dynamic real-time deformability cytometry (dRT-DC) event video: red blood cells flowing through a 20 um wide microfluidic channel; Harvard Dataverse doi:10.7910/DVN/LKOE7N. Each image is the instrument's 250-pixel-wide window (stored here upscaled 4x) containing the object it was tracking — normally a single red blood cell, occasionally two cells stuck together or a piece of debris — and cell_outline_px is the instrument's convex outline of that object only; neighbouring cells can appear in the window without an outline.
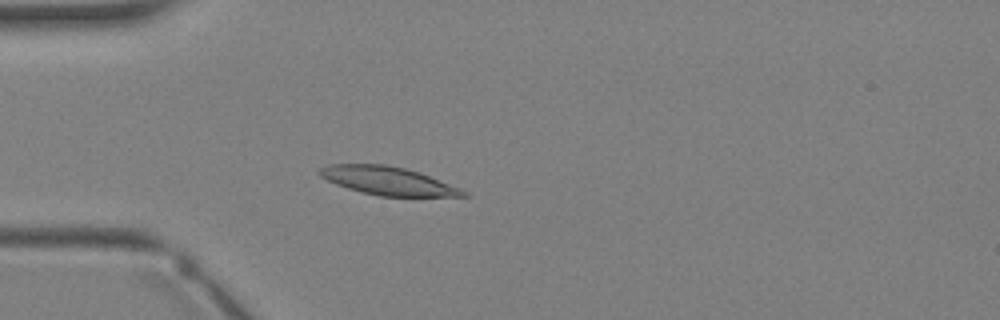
{"species": "Egyptian fruit bat (a non-hibernating species)", "species_latin": "Rousettus aegyptiacus", "temperature_condition": "warm", "stored_images_in_passage": 2, "camera_frame_rate_fps": 3000, "um_per_image_px": 0.085, "animal": {"sex": "female"}, "frame": {"image": 1, "passage_image": 2, "time_ms": 1.0, "image_size_px": [1000, 320], "cell_outline_px": [[472, 196], [380, 196], [348, 188], [336, 184], [320, 176], [316, 172], [320, 168], [328, 164], [384, 164], [404, 168], [420, 172], [460, 188], [468, 192]], "centroid_in_image_um": [32.98, 15.36], "position_along_channel_um": 52.0, "area_um2": 23.52}}